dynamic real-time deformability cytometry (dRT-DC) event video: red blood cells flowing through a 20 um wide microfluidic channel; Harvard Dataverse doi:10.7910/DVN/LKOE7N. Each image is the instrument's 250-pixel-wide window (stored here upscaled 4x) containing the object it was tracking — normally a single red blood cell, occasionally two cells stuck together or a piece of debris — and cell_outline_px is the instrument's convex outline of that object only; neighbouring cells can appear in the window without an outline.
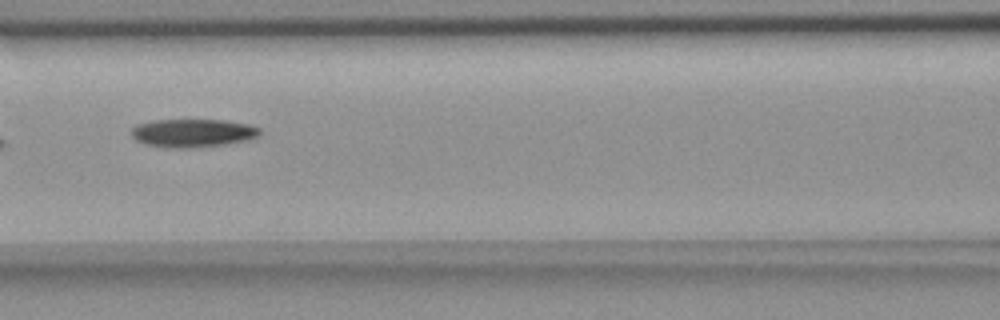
{"species": "common noctule bat (a hibernating species)", "species_latin": "Nyctalus noctula", "temperature_condition": "room temperature", "stored_images_in_passage": 34, "camera_frame_rate_fps": 3000, "um_per_image_px": 0.085, "animal": {"sex": "female", "body_mass_g": 18.4}, "frame": {"image": 1, "passage_image": 8, "time_ms": 2.333, "image_size_px": [1000, 320], "cell_outline_px": [[260, 136], [248, 140], [224, 144], [188, 148], [164, 148], [144, 144], [136, 140], [132, 136], [132, 128], [136, 124], [156, 120], [224, 120], [248, 124], [260, 128]], "centroid_in_image_um": [16.38, 11.31], "position_along_channel_um": 150.2, "area_um2": 21.21}}
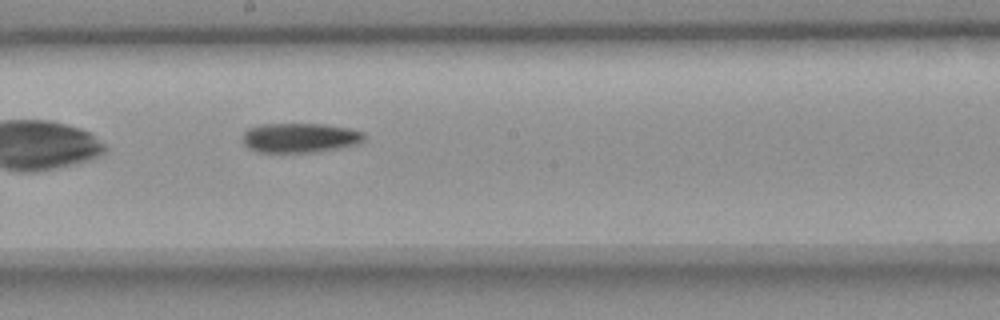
{"frame": {"image": 2, "passage_image": 14, "time_ms": 4.333, "image_size_px": [1000, 320], "cell_outline_px": [[364, 140], [360, 144], [340, 148], [312, 152], [260, 152], [248, 148], [244, 144], [244, 132], [248, 128], [260, 124], [324, 124], [348, 128], [364, 132]], "centroid_in_image_um": [25.52, 11.71], "position_along_channel_um": 222.7, "area_um2": 20.98}}
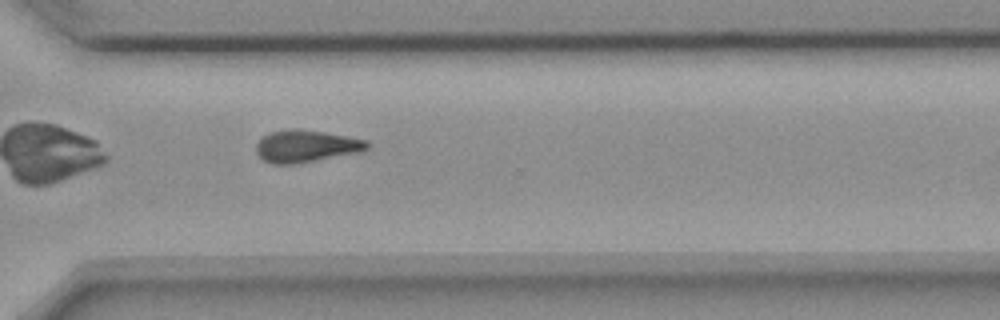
{"frame": {"image": 3, "passage_image": 24, "time_ms": 7.667, "image_size_px": [1000, 320], "cell_outline_px": [[372, 144], [368, 148], [360, 152], [292, 164], [276, 164], [264, 160], [256, 152], [256, 144], [264, 136], [272, 132], [292, 128], [296, 128], [324, 132], [368, 140]], "centroid_in_image_um": [26.05, 12.41], "position_along_channel_um": 344.5, "area_um2": 20.58}, "authors_computed_cell_mechanics": {"area_um2": 21.2993, "velocity_mm_per_s": 3.6525, "shape_relaxation_time_tau1_ms": 5.7648, "shape_relaxation_time_tau2_ms": null, "deformation_change_tau1": 0.1645, "deformation_change_tau2": null}}